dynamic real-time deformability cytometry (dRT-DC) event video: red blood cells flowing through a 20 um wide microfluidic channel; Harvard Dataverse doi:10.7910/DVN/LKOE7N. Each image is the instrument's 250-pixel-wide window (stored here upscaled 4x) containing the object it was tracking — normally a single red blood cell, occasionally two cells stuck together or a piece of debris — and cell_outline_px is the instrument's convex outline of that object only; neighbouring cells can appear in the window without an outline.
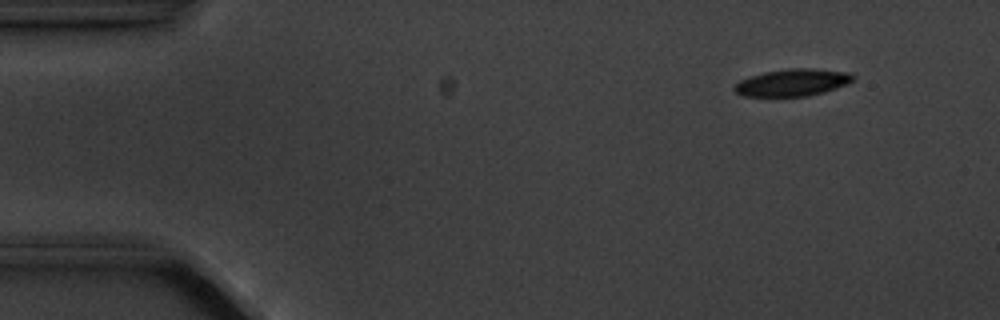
{"species": "common noctule bat (a hibernating species)", "species_latin": "Nyctalus noctula", "temperature_condition": "cold", "stored_images_in_passage": 10, "camera_frame_rate_fps": 3000, "um_per_image_px": 0.085, "animal": {"sex": "male", "body_mass_g": 20.1, "forearm_length_mm": 53.5}, "frame": {"image": 1, "passage_image": 1, "time_ms": 0.0, "image_size_px": [1000, 320], "cell_outline_px": [[856, 76], [852, 80], [844, 84], [824, 92], [808, 96], [740, 96], [732, 88], [740, 80], [764, 72], [788, 68], [812, 68], [852, 72]], "centroid_in_image_um": [67.36, 7.0], "position_along_channel_um": 17.6, "area_um2": 18.73}}